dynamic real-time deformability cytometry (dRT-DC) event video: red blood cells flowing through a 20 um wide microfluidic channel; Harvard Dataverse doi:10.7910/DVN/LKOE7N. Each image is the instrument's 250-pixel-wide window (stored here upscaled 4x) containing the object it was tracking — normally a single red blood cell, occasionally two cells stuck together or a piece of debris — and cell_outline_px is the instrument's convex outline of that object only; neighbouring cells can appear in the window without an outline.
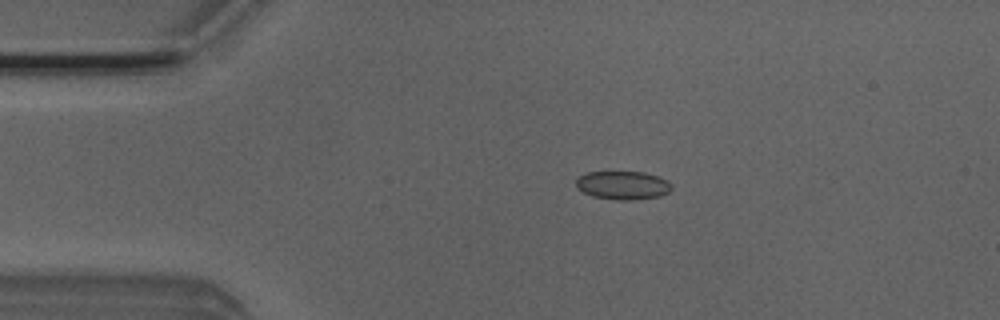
{"species": "Egyptian fruit bat (a non-hibernating species)", "species_latin": "Rousettus aegyptiacus", "temperature_condition": "room temperature", "stored_images_in_passage": 51, "camera_frame_rate_fps": 3000, "um_per_image_px": 0.085, "animal": {"sex": "male"}, "frame": {"image": 1, "passage_image": 10, "time_ms": 3.0, "image_size_px": [1000, 320], "cell_outline_px": [[672, 188], [668, 192], [660, 196], [632, 200], [620, 200], [592, 196], [576, 188], [576, 180], [580, 176], [588, 172], [644, 172], [668, 180], [672, 184]], "centroid_in_image_um": [52.95, 15.75], "position_along_channel_um": 32.0, "area_um2": 15.78}}
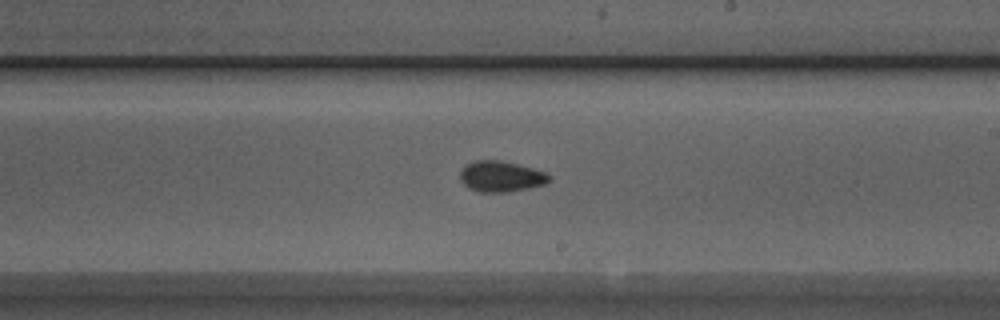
{"frame": {"image": 2, "passage_image": 29, "time_ms": 9.333, "image_size_px": [1000, 320], "cell_outline_px": [[548, 180], [544, 184], [528, 188], [508, 192], [480, 192], [468, 188], [460, 180], [460, 172], [464, 164], [476, 160], [500, 160], [532, 168], [544, 172], [548, 176]], "centroid_in_image_um": [42.5, 14.99], "position_along_channel_um": 246.5, "area_um2": 15.84}}
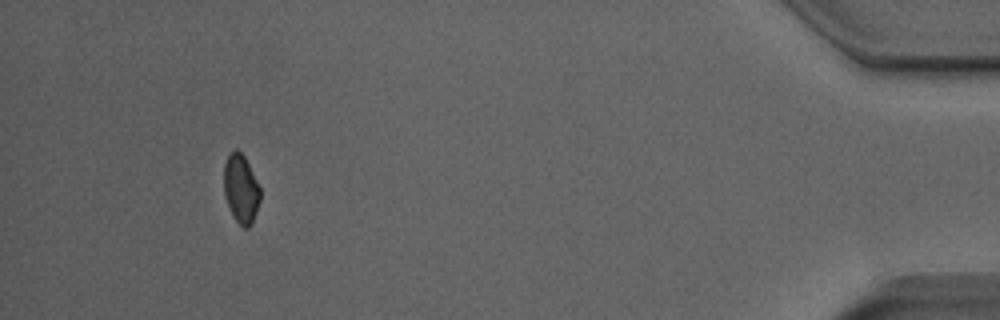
{"frame": {"image": 3, "passage_image": 47, "time_ms": 15.333, "image_size_px": [1000, 320], "cell_outline_px": [[260, 200], [252, 224], [248, 228], [244, 228], [232, 216], [224, 196], [224, 164], [228, 152], [236, 148], [244, 156], [260, 188]], "centroid_in_image_um": [20.46, 16.04], "position_along_channel_um": 414.7, "area_um2": 14.62}, "authors_computed_cell_mechanics": {"area_um2": 15.7216, "velocity_mm_per_s": 4.0287, "shape_relaxation_time_tau1_ms": 6.248, "shape_relaxation_time_tau2_ms": 2.3383, "deformation_change_tau1": 0.078, "deformation_change_tau2": 0.0671}}